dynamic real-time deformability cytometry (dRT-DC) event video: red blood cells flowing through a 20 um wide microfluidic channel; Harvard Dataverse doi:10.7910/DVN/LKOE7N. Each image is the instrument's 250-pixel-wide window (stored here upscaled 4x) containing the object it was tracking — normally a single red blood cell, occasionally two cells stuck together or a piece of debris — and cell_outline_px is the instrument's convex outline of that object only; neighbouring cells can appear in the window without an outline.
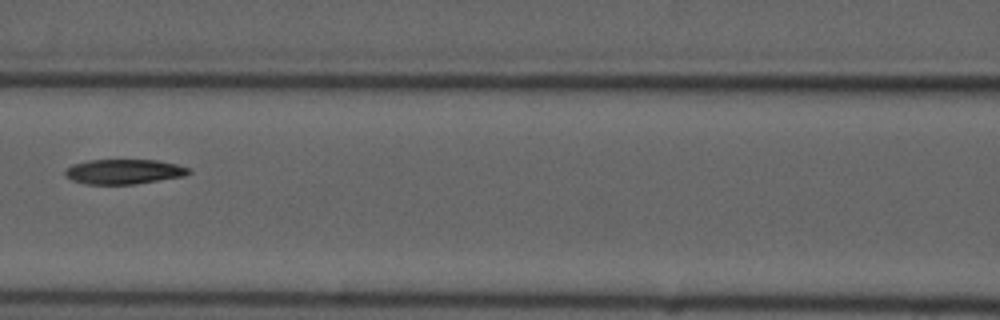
{"species": "common noctule bat (a hibernating species)", "species_latin": "Nyctalus noctula", "temperature_condition": "cold", "stored_images_in_passage": 9, "camera_frame_rate_fps": 3000, "um_per_image_px": 0.085, "animal": {"sex": "male", "forearm_length_mm": 52.5}, "frame": {"image": 1, "passage_image": 6, "time_ms": 7.0, "image_size_px": [1000, 320], "cell_outline_px": [[192, 172], [184, 176], [136, 184], [84, 184], [72, 180], [64, 176], [64, 172], [72, 164], [88, 160], [156, 160], [176, 164], [192, 168]], "centroid_in_image_um": [10.54, 14.59], "position_along_channel_um": 156.1, "area_um2": 18.03}}
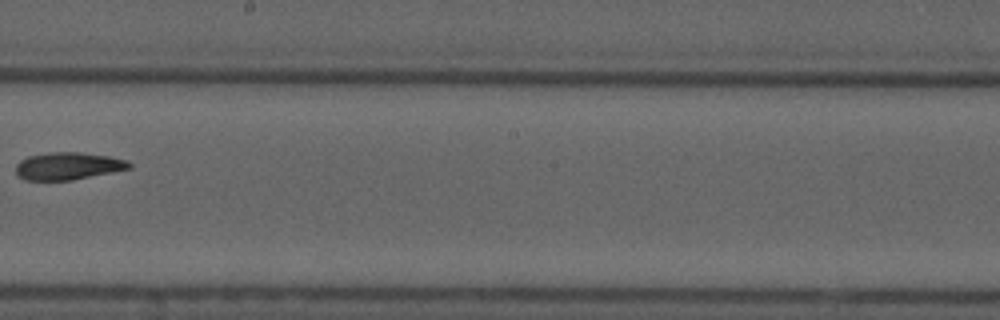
{"frame": {"image": 2, "passage_image": 8, "time_ms": 9.333, "image_size_px": [1000, 320], "cell_outline_px": [[132, 168], [72, 180], [24, 180], [16, 176], [16, 164], [20, 160], [28, 156], [48, 152], [80, 152], [108, 156], [128, 160], [132, 164]], "centroid_in_image_um": [5.77, 14.11], "position_along_channel_um": 242.4, "area_um2": 18.26}}
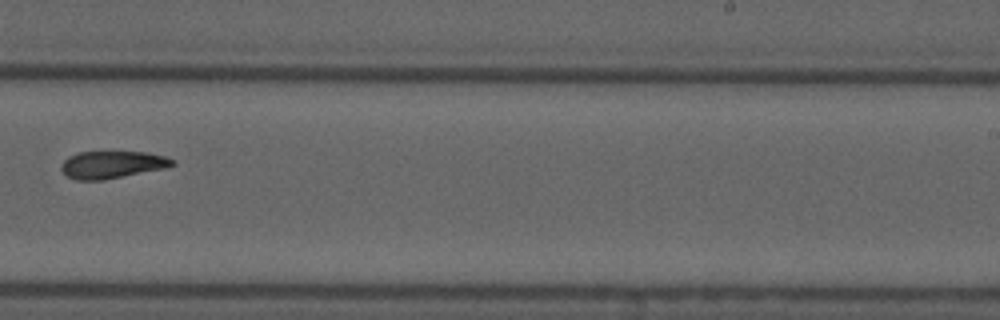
{"frame": {"image": 3, "passage_image": 9, "time_ms": 10.333, "image_size_px": [1000, 320], "cell_outline_px": [[176, 164], [164, 168], [100, 180], [76, 180], [68, 176], [60, 168], [60, 164], [68, 156], [80, 152], [148, 152], [164, 156], [176, 160]], "centroid_in_image_um": [9.52, 13.98], "position_along_channel_um": 279.5, "area_um2": 17.51}}